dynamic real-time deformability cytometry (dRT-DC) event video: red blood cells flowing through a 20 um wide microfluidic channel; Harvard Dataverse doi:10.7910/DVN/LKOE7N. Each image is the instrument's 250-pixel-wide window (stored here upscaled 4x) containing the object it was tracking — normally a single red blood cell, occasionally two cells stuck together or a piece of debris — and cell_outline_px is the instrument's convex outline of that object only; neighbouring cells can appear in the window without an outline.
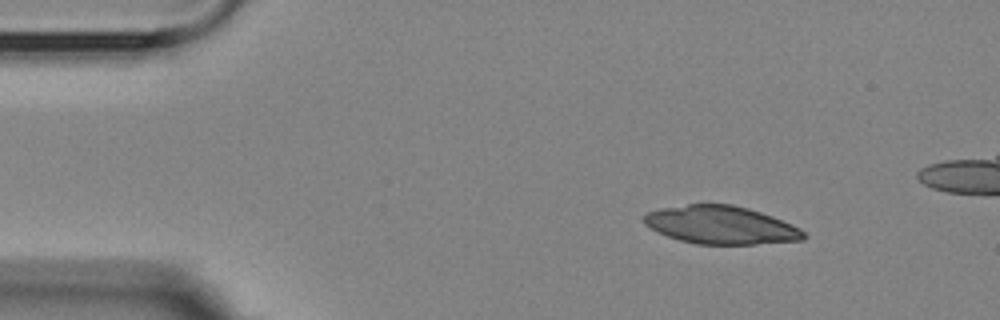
{"species": "Egyptian fruit bat (a non-hibernating species)", "species_latin": "Rousettus aegyptiacus", "temperature_condition": "room temperature", "stored_images_in_passage": 4, "camera_frame_rate_fps": 3000, "um_per_image_px": 0.085, "animal": {"sex": "female"}, "frame": {"image": 1, "passage_image": 1, "time_ms": 0.0, "image_size_px": [1000, 320], "cell_outline_px": [[808, 236], [804, 240], [756, 244], [696, 244], [680, 240], [668, 236], [644, 224], [644, 216], [648, 212], [660, 208], [688, 204], [732, 204], [748, 208], [772, 216], [792, 224], [800, 228]], "centroid_in_image_um": [61.32, 19.13], "position_along_channel_um": 23.7, "area_um2": 35.32}}